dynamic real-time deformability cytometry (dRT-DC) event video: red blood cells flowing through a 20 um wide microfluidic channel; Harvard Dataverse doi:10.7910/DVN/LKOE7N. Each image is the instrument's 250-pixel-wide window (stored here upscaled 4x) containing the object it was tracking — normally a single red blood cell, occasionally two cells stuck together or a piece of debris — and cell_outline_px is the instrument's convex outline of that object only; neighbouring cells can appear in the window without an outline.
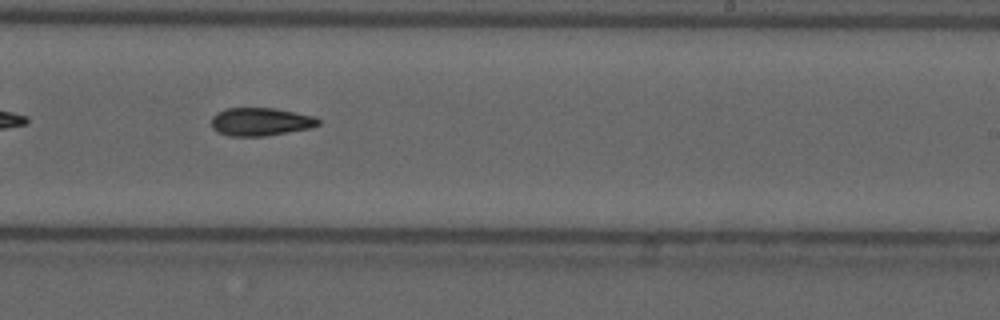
{"species": "common noctule bat (a hibernating species)", "species_latin": "Nyctalus noctula", "temperature_condition": "cold", "stored_images_in_passage": 29, "camera_frame_rate_fps": 3000, "um_per_image_px": 0.085, "animal": {"sex": "male", "forearm_length_mm": 52.5}, "frame": {"image": 1, "passage_image": 17, "time_ms": 5.333, "image_size_px": [1000, 320], "cell_outline_px": [[320, 124], [308, 128], [264, 136], [228, 136], [216, 132], [212, 128], [212, 116], [216, 112], [228, 108], [276, 108], [312, 116], [320, 120]], "centroid_in_image_um": [22.09, 10.34], "position_along_channel_um": 266.9, "area_um2": 17.4}}
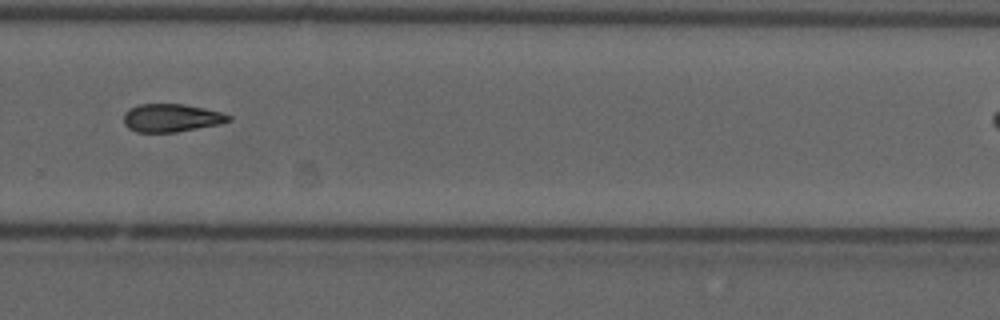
{"frame": {"image": 2, "passage_image": 21, "time_ms": 6.667, "image_size_px": [1000, 320], "cell_outline_px": [[232, 120], [220, 124], [176, 132], [136, 132], [128, 128], [124, 124], [124, 112], [140, 104], [184, 104], [204, 108], [220, 112], [232, 116]], "centroid_in_image_um": [14.58, 10.02], "position_along_channel_um": 315.2, "area_um2": 17.11}}